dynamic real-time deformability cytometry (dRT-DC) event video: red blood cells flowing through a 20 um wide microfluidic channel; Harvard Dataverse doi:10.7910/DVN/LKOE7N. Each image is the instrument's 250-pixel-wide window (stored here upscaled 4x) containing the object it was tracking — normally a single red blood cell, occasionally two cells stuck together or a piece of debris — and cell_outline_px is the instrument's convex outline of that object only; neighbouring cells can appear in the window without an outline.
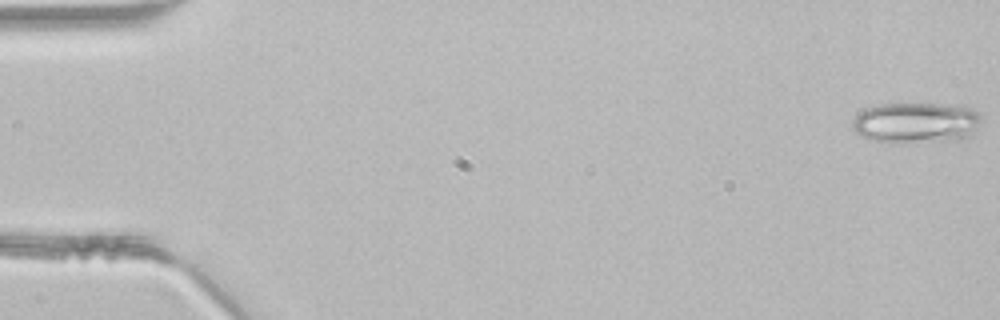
{"species": "common noctule bat (a hibernating species)", "species_latin": "Nyctalus noctula", "temperature_condition": "room temperature", "stored_images_in_passage": 46, "camera_frame_rate_fps": 3000, "um_per_image_px": 0.085, "animal": {"sex": "male", "body_mass_g": 21.5, "forearm_length_mm": 52.0}, "frame": {"image": 1, "passage_image": 1, "time_ms": 0.0, "image_size_px": [1000, 320], "cell_outline_px": [[980, 124], [968, 136], [960, 140], [896, 144], [892, 144], [868, 140], [860, 136], [852, 128], [852, 120], [864, 108], [880, 104], [964, 104], [976, 112], [980, 116]], "centroid_in_image_um": [77.83, 10.45], "position_along_channel_um": 7.2, "area_um2": 31.39}}
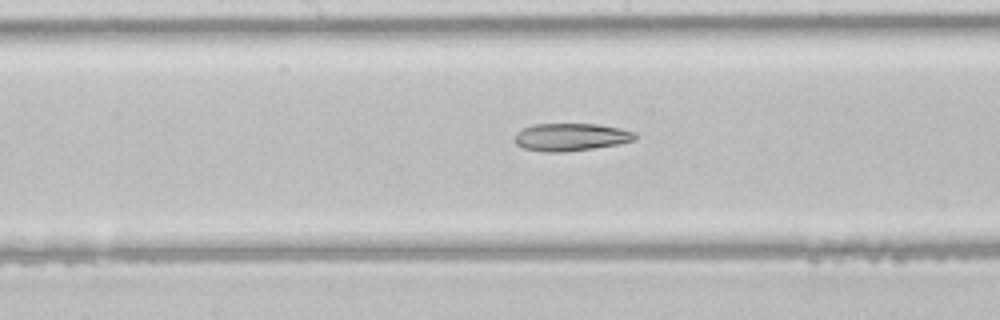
{"frame": {"image": 2, "passage_image": 24, "time_ms": 7.667, "image_size_px": [1000, 320], "cell_outline_px": [[636, 140], [616, 144], [592, 148], [560, 152], [548, 152], [524, 148], [516, 144], [512, 140], [516, 132], [520, 128], [532, 124], [596, 124], [620, 128], [636, 132]], "centroid_in_image_um": [48.47, 11.63], "position_along_channel_um": 199.7, "area_um2": 19.42}}
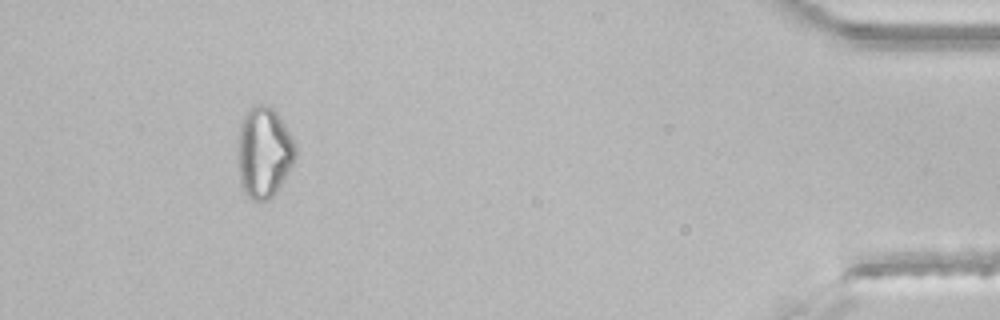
{"frame": {"image": 3, "passage_image": 43, "time_ms": 14.0, "image_size_px": [1000, 320], "cell_outline_px": [[296, 156], [284, 180], [276, 192], [268, 200], [252, 200], [244, 192], [240, 184], [236, 156], [236, 148], [240, 128], [244, 116], [248, 108], [252, 104], [264, 104], [272, 108], [276, 112], [284, 124], [296, 144]], "centroid_in_image_um": [22.4, 12.95], "position_along_channel_um": 412.8, "area_um2": 30.87}}